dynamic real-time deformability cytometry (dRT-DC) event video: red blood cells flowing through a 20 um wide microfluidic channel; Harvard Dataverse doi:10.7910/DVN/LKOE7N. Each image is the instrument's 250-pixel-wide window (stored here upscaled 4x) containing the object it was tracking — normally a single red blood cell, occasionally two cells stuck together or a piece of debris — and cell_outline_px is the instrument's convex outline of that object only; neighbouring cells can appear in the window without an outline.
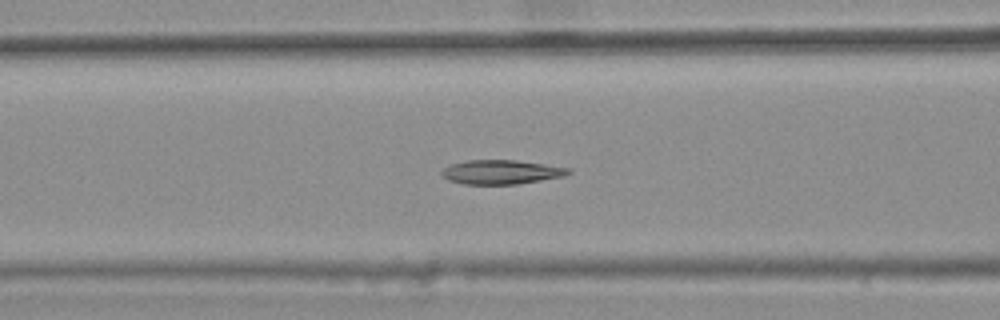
{"species": "common noctule bat (a hibernating species)", "species_latin": "Nyctalus noctula", "temperature_condition": "warm", "stored_images_in_passage": 40, "camera_frame_rate_fps": 3000, "um_per_image_px": 0.085, "animal": {"sex": "female", "body_mass_g": 25.1}, "frame": {"image": 1, "passage_image": 15, "time_ms": 4.667, "image_size_px": [1000, 320], "cell_outline_px": [[572, 172], [564, 176], [516, 184], [464, 184], [448, 180], [440, 172], [444, 168], [452, 164], [468, 160], [516, 160], [544, 164], [568, 168]], "centroid_in_image_um": [42.59, 14.62], "position_along_channel_um": 124.0, "area_um2": 17.63}}
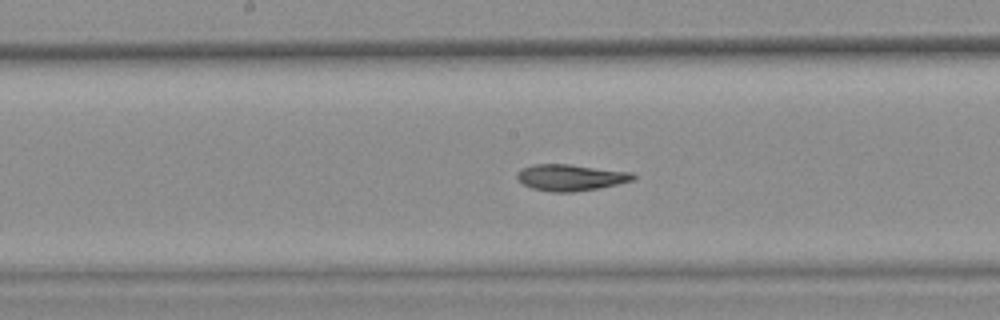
{"frame": {"image": 2, "passage_image": 21, "time_ms": 6.667, "image_size_px": [1000, 320], "cell_outline_px": [[636, 176], [632, 180], [616, 184], [596, 188], [572, 192], [552, 192], [532, 188], [524, 184], [516, 176], [516, 172], [520, 168], [532, 164], [568, 164], [632, 172]], "centroid_in_image_um": [48.45, 15.07], "position_along_channel_um": 199.7, "area_um2": 17.69}}
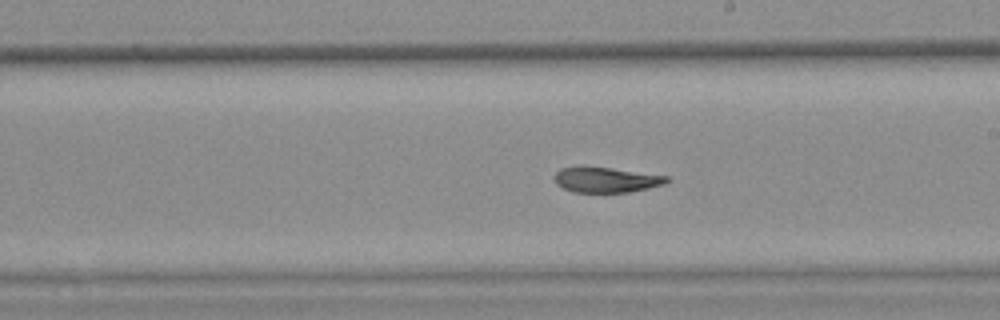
{"frame": {"image": 3, "passage_image": 24, "time_ms": 7.667, "image_size_px": [1000, 320], "cell_outline_px": [[672, 180], [664, 184], [648, 188], [628, 192], [572, 192], [556, 184], [552, 176], [560, 168], [580, 164], [584, 164], [668, 176]], "centroid_in_image_um": [51.45, 15.24], "position_along_channel_um": 237.5, "area_um2": 17.11}, "authors_computed_cell_mechanics": {"area_um2": 18.3804, "velocity_mm_per_s": 3.7969, "shape_relaxation_time_tau1_ms": null, "shape_relaxation_time_tau2_ms": 2.4079, "deformation_change_tau1": null, "deformation_change_tau2": 0.0781}}